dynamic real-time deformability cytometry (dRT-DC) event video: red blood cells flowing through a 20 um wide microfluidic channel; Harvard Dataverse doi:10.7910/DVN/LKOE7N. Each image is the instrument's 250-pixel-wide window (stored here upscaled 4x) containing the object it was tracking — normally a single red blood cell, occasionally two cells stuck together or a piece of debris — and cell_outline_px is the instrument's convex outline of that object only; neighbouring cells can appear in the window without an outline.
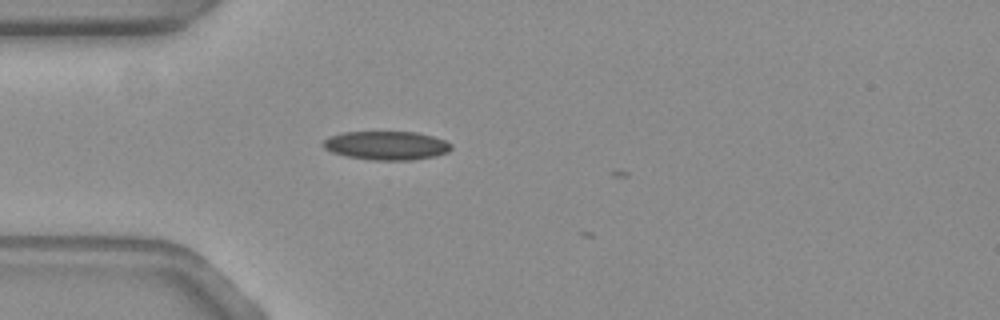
{"species": "common noctule bat (a hibernating species)", "species_latin": "Nyctalus noctula", "temperature_condition": "warm", "stored_images_in_passage": 2, "camera_frame_rate_fps": 3000, "um_per_image_px": 0.085, "animal": {"sex": "female", "body_mass_g": 19.3, "forearm_length_mm": 54.1}, "frame": {"image": 1, "passage_image": 1, "time_ms": 0.0, "image_size_px": [1000, 320], "cell_outline_px": [[452, 148], [448, 152], [436, 156], [412, 160], [372, 160], [344, 156], [332, 152], [324, 148], [320, 144], [328, 136], [344, 132], [416, 132], [432, 136], [444, 140], [452, 144]], "centroid_in_image_um": [32.83, 12.37], "position_along_channel_um": 52.2, "area_um2": 21.62}}